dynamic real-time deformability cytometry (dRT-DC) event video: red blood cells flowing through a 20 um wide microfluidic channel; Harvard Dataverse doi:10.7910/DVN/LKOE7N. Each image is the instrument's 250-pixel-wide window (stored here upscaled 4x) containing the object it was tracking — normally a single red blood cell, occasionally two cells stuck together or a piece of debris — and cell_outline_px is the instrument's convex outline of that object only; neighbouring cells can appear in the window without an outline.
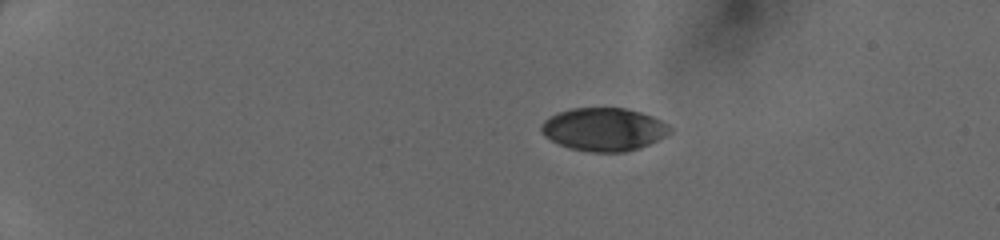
{"species": "human", "species_latin": "Homo sapiens", "temperature_condition": "cold", "stored_images_in_passage": 39, "camera_frame_rate_fps": 3000, "um_per_image_px": 0.085, "donor": {"sex": "female"}, "frame": {"image": 1, "passage_image": 1, "time_ms": 0.0, "image_size_px": [1000, 240], "cell_outline_px": [[672, 132], [640, 148], [624, 152], [588, 152], [568, 148], [544, 136], [540, 132], [540, 124], [544, 120], [560, 112], [572, 108], [624, 108], [640, 112], [652, 116], [668, 124], [672, 128]], "centroid_in_image_um": [51.31, 11.0], "position_along_channel_um": 33.7, "area_um2": 32.25}}
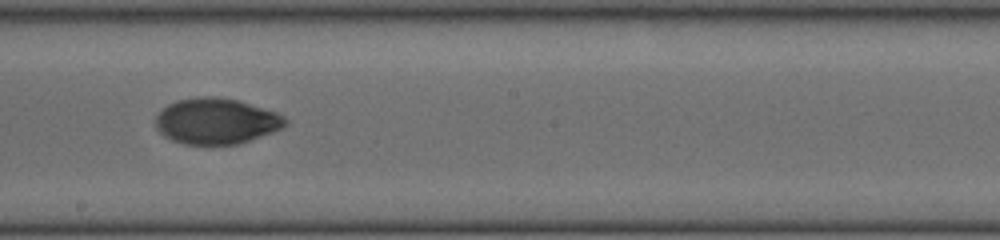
{"frame": {"image": 2, "passage_image": 21, "time_ms": 6.667, "image_size_px": [1000, 240], "cell_outline_px": [[288, 124], [284, 128], [236, 144], [184, 144], [172, 140], [164, 136], [156, 128], [156, 116], [168, 104], [176, 100], [200, 96], [216, 96], [236, 100], [276, 112], [284, 116], [288, 120]], "centroid_in_image_um": [18.38, 10.29], "position_along_channel_um": 229.8, "area_um2": 34.51}}
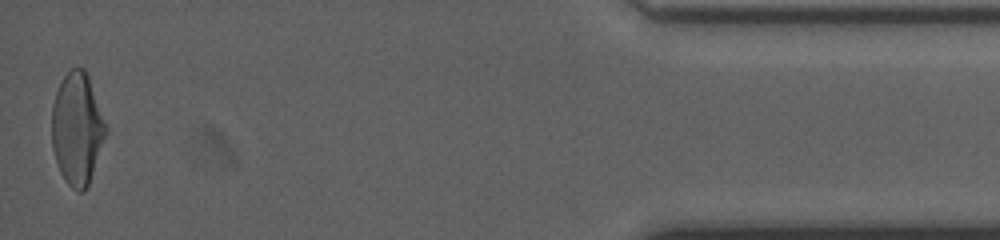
{"frame": {"image": 3, "passage_image": 39, "time_ms": 12.667, "image_size_px": [1000, 240], "cell_outline_px": [[108, 128], [88, 184], [84, 192], [76, 192], [64, 180], [60, 172], [52, 148], [52, 104], [56, 92], [64, 76], [72, 68], [84, 68], [88, 76]], "centroid_in_image_um": [6.55, 10.95], "position_along_channel_um": 428.7, "area_um2": 34.97}}